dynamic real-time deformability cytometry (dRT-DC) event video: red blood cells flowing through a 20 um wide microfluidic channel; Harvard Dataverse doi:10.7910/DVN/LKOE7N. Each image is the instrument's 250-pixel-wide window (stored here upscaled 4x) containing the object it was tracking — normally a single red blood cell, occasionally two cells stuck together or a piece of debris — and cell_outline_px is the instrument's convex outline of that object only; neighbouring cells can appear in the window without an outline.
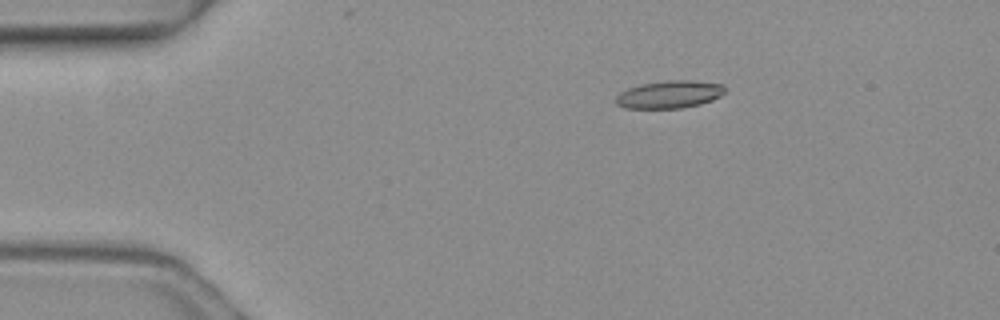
{"species": "common noctule bat (a hibernating species)", "species_latin": "Nyctalus noctula", "temperature_condition": "warm", "stored_images_in_passage": 3, "camera_frame_rate_fps": 3000, "um_per_image_px": 0.085, "animal": {"sex": "female", "body_mass_g": 19.3, "forearm_length_mm": 54.1}, "frame": {"image": 1, "passage_image": 2, "time_ms": 0.333, "image_size_px": [1000, 320], "cell_outline_px": [[724, 92], [720, 96], [712, 100], [700, 104], [680, 108], [624, 108], [616, 104], [616, 96], [620, 92], [628, 88], [640, 84], [668, 80], [692, 80], [724, 84]], "centroid_in_image_um": [56.89, 8.02], "position_along_channel_um": 28.1, "area_um2": 17.57}}